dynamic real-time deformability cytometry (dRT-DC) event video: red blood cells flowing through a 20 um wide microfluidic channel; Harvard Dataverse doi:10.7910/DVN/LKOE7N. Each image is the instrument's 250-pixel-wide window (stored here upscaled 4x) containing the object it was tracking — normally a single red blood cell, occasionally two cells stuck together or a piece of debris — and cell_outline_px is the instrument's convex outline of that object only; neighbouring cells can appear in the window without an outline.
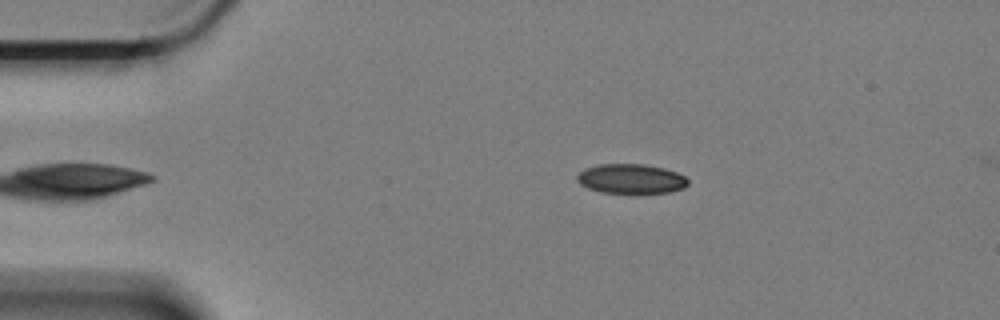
{"species": "Egyptian fruit bat (a non-hibernating species)", "species_latin": "Rousettus aegyptiacus", "temperature_condition": "cold", "stored_images_in_passage": 5, "camera_frame_rate_fps": 3000, "um_per_image_px": 0.085, "animal": {"sex": "female"}, "frame": {"image": 1, "passage_image": 5, "time_ms": 1.333, "image_size_px": [1000, 320], "cell_outline_px": [[688, 184], [684, 188], [668, 192], [600, 192], [588, 188], [580, 184], [576, 180], [576, 176], [584, 168], [600, 164], [644, 164], [664, 168], [676, 172], [684, 176], [688, 180]], "centroid_in_image_um": [53.61, 15.18], "position_along_channel_um": 31.4, "area_um2": 18.96}}